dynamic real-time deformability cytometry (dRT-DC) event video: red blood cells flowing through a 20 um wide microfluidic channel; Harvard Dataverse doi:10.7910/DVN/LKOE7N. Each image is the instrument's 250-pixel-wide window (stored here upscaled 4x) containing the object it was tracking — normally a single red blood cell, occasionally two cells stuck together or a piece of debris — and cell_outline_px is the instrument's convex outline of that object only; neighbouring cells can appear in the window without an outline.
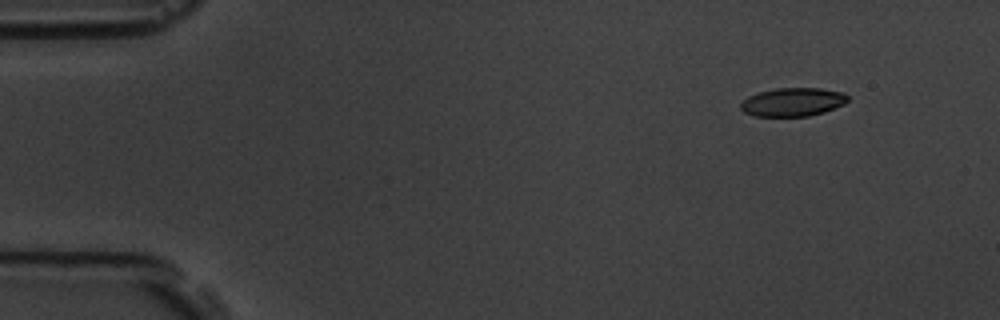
{"species": "common noctule bat (a hibernating species)", "species_latin": "Nyctalus noctula", "temperature_condition": "room temperature", "stored_images_in_passage": 4, "camera_frame_rate_fps": 3000, "um_per_image_px": 0.085, "animal": {"sex": "male", "body_mass_g": 19.5, "forearm_length_mm": 54.6}, "frame": {"image": 1, "passage_image": 1, "time_ms": 0.0, "image_size_px": [1000, 320], "cell_outline_px": [[848, 100], [844, 104], [824, 112], [808, 116], [756, 116], [744, 112], [740, 108], [740, 104], [748, 96], [760, 92], [776, 88], [820, 88], [844, 92], [848, 96]], "centroid_in_image_um": [67.4, 8.67], "position_along_channel_um": 17.6, "area_um2": 17.74}}
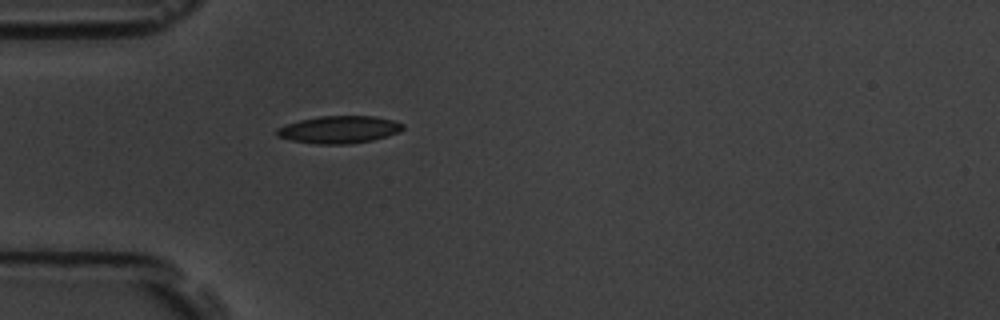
{"frame": {"image": 2, "passage_image": 4, "time_ms": 3.667, "image_size_px": [1000, 320], "cell_outline_px": [[404, 128], [400, 132], [372, 140], [348, 144], [316, 144], [292, 140], [276, 136], [276, 128], [300, 120], [320, 116], [376, 116], [392, 120], [404, 124]], "centroid_in_image_um": [28.84, 11.01], "position_along_channel_um": 56.2, "area_um2": 20.06}}